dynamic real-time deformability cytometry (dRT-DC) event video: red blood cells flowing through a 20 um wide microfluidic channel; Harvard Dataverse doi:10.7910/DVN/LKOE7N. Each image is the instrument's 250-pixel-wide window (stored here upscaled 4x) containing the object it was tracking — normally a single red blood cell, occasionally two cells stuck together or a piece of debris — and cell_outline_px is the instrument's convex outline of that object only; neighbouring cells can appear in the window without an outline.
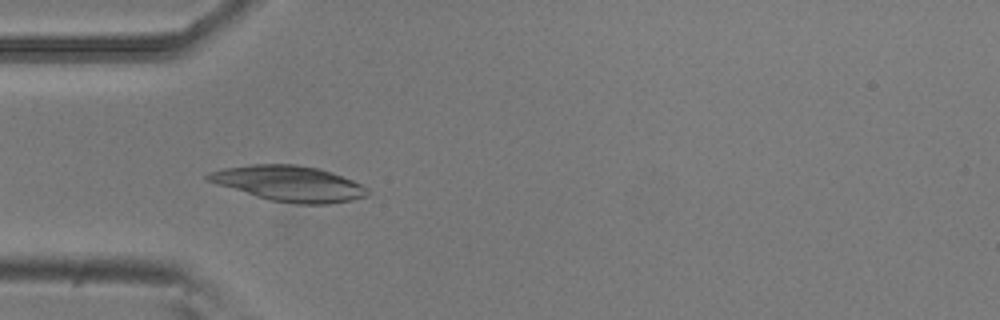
{"species": "common noctule bat (a hibernating species)", "species_latin": "Nyctalus noctula", "temperature_condition": "room temperature", "stored_images_in_passage": 6, "camera_frame_rate_fps": 3000, "um_per_image_px": 0.085, "animal": {"sex": "male", "body_mass_g": 20.5, "forearm_length_mm": 52.5}, "frame": {"image": 1, "passage_image": 5, "time_ms": 1.333, "image_size_px": [1000, 320], "cell_outline_px": [[372, 192], [368, 196], [352, 200], [328, 204], [296, 204], [272, 200], [256, 196], [216, 184], [204, 180], [204, 176], [208, 172], [224, 168], [252, 164], [296, 164], [320, 168], [332, 172], [352, 180], [368, 188]], "centroid_in_image_um": [24.58, 15.59], "position_along_channel_um": 60.4, "area_um2": 33.18}}
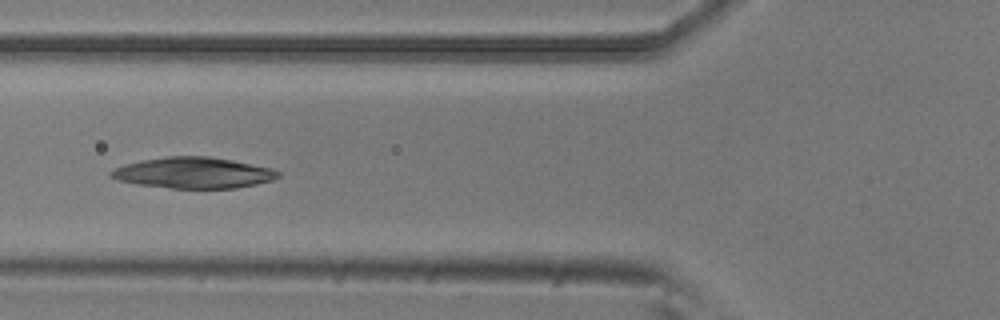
{"frame": {"image": 2, "passage_image": 6, "time_ms": 1.667, "image_size_px": [1000, 320], "cell_outline_px": [[280, 176], [272, 180], [256, 184], [236, 188], [172, 188], [136, 184], [116, 180], [108, 176], [108, 172], [124, 164], [164, 156], [208, 156], [232, 160], [272, 168], [280, 172]], "centroid_in_image_um": [16.42, 14.69], "position_along_channel_um": 109.4, "area_um2": 30.23}}